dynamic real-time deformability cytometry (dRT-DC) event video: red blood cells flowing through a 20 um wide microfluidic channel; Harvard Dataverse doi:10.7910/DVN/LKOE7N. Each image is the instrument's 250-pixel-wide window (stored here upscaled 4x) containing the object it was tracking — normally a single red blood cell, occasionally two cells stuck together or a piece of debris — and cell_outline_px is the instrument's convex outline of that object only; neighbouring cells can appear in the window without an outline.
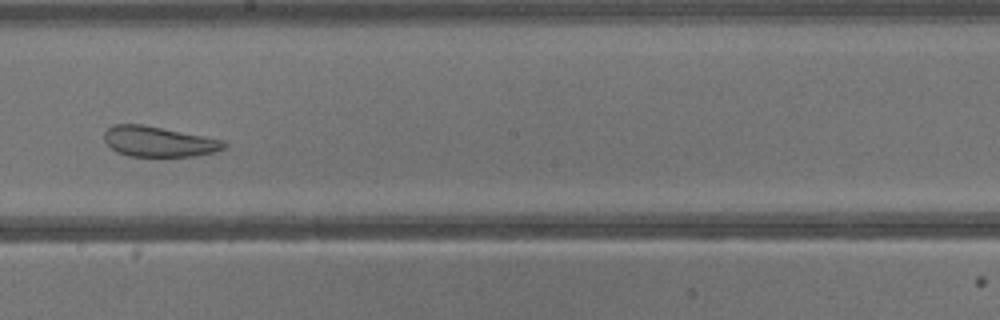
{"species": "common noctule bat (a hibernating species)", "species_latin": "Nyctalus noctula", "temperature_condition": "warm", "stored_images_in_passage": 42, "camera_frame_rate_fps": 3000, "um_per_image_px": 0.085, "animal": {"sex": "male", "body_mass_g": 13.3}, "frame": {"image": 1, "passage_image": 24, "time_ms": 7.667, "image_size_px": [1000, 320], "cell_outline_px": [[228, 144], [224, 148], [216, 152], [196, 156], [128, 156], [116, 152], [104, 140], [104, 132], [112, 124], [144, 124], [224, 140]], "centroid_in_image_um": [13.5, 12.03], "position_along_channel_um": 234.7, "area_um2": 21.33}}